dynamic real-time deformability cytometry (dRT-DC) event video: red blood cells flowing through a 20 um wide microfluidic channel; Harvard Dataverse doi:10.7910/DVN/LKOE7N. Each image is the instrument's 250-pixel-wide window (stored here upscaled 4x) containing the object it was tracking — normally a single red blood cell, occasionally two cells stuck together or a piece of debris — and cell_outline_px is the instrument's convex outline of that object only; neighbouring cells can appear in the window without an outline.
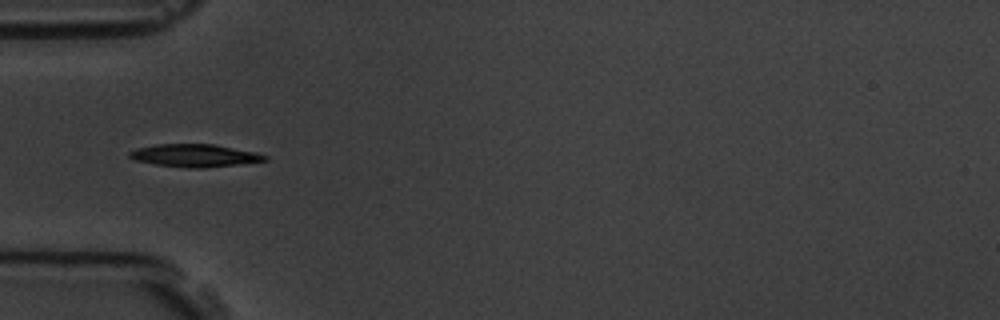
{"species": "common noctule bat (a hibernating species)", "species_latin": "Nyctalus noctula", "temperature_condition": "room temperature", "stored_images_in_passage": 4, "camera_frame_rate_fps": 3000, "um_per_image_px": 0.085, "animal": {"sex": "male", "body_mass_g": 19.5, "forearm_length_mm": 54.6}, "frame": {"image": 1, "passage_image": 2, "time_ms": 2.0, "image_size_px": [1000, 320], "cell_outline_px": [[268, 160], [240, 164], [204, 168], [188, 168], [156, 164], [132, 160], [128, 156], [128, 152], [136, 148], [156, 144], [216, 144], [256, 152], [268, 156]], "centroid_in_image_um": [16.54, 13.22], "position_along_channel_um": 68.5, "area_um2": 18.09}}
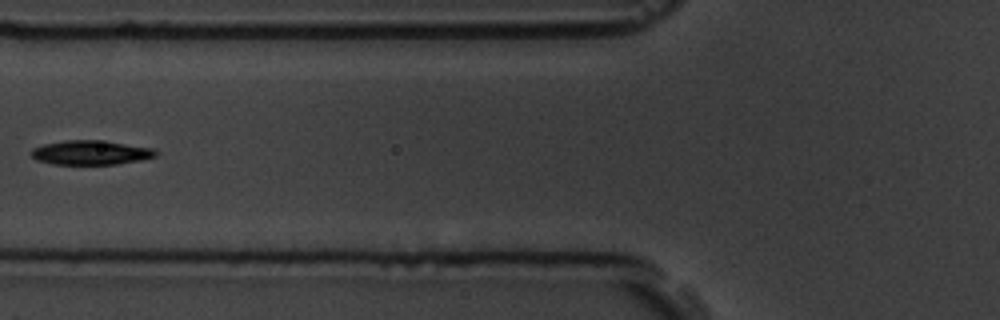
{"frame": {"image": 2, "passage_image": 3, "time_ms": 3.333, "image_size_px": [1000, 320], "cell_outline_px": [[160, 152], [156, 156], [140, 160], [116, 164], [52, 164], [36, 160], [28, 152], [32, 148], [44, 144], [64, 140], [104, 140], [152, 148]], "centroid_in_image_um": [7.69, 12.96], "position_along_channel_um": 118.1, "area_um2": 17.8}}
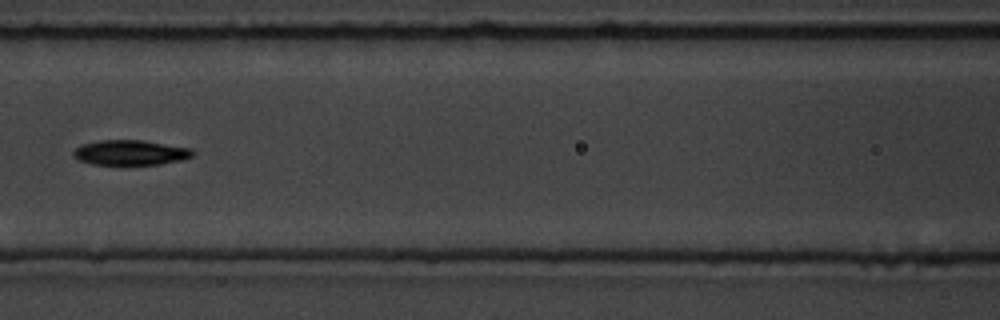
{"frame": {"image": 3, "passage_image": 4, "time_ms": 4.333, "image_size_px": [1000, 320], "cell_outline_px": [[196, 152], [192, 156], [184, 160], [160, 164], [92, 164], [80, 160], [72, 156], [72, 152], [76, 148], [84, 144], [100, 140], [144, 140], [192, 148]], "centroid_in_image_um": [11.14, 12.96], "position_along_channel_um": 155.5, "area_um2": 17.46}}